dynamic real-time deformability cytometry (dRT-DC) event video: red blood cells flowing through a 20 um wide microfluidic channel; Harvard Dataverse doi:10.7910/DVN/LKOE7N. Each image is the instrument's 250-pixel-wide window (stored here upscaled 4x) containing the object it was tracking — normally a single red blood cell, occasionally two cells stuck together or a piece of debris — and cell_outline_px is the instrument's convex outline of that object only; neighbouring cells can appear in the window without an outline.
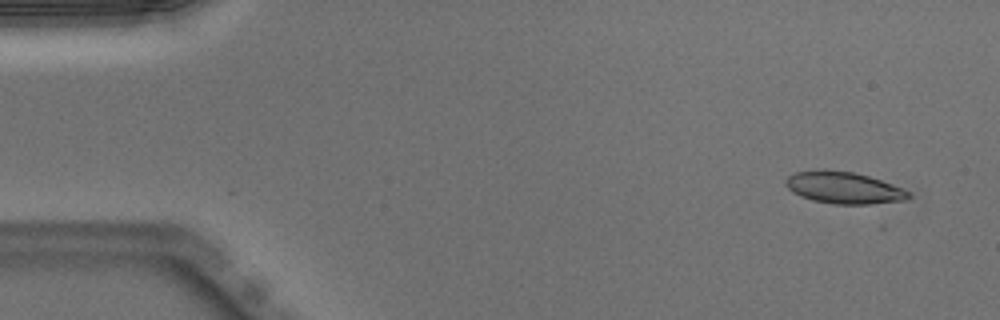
{"species": "Egyptian fruit bat (a non-hibernating species)", "species_latin": "Rousettus aegyptiacus", "temperature_condition": "warm", "stored_images_in_passage": 49, "camera_frame_rate_fps": 3000, "um_per_image_px": 0.085, "animal": {"sex": "male"}, "frame": {"image": 1, "passage_image": 1, "time_ms": 0.0, "image_size_px": [1000, 320], "cell_outline_px": [[912, 196], [908, 200], [872, 204], [836, 204], [812, 200], [800, 196], [792, 192], [784, 184], [784, 180], [788, 176], [796, 172], [824, 168], [852, 172], [868, 176], [904, 188], [912, 192]], "centroid_in_image_um": [71.74, 15.95], "position_along_channel_um": 13.3, "area_um2": 23.18}}
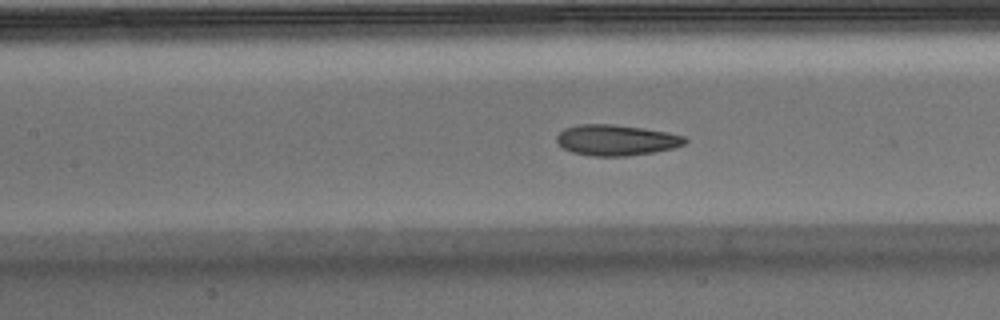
{"frame": {"image": 2, "passage_image": 20, "time_ms": 6.333, "image_size_px": [1000, 320], "cell_outline_px": [[688, 140], [684, 144], [672, 148], [652, 152], [628, 156], [592, 156], [572, 152], [564, 148], [556, 140], [556, 136], [564, 128], [580, 124], [612, 124], [644, 128], [668, 132], [684, 136]], "centroid_in_image_um": [52.38, 11.9], "position_along_channel_um": 155.0, "area_um2": 22.95}}
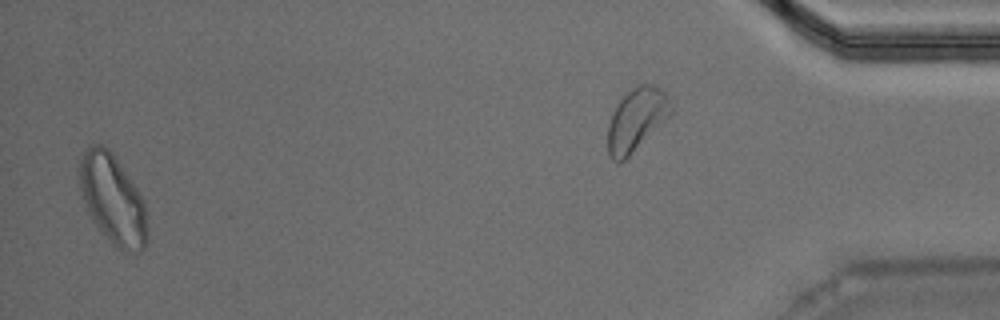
{"frame": {"image": 3, "passage_image": 47, "time_ms": 15.333, "image_size_px": [1000, 320], "cell_outline_px": [[148, 244], [136, 256], [116, 248], [96, 228], [80, 196], [80, 160], [88, 144], [100, 144], [108, 148], [112, 152], [144, 200], [148, 232]], "centroid_in_image_um": [9.59, 17.02], "position_along_channel_um": 425.6, "area_um2": 36.01}, "authors_computed_cell_mechanics": {"area_um2": 23.1778, "velocity_mm_per_s": 3.981, "shape_relaxation_time_tau1_ms": 7.377, "shape_relaxation_time_tau2_ms": 2.9611, "deformation_change_tau1": 0.1739, "deformation_change_tau2": 0.0988}}